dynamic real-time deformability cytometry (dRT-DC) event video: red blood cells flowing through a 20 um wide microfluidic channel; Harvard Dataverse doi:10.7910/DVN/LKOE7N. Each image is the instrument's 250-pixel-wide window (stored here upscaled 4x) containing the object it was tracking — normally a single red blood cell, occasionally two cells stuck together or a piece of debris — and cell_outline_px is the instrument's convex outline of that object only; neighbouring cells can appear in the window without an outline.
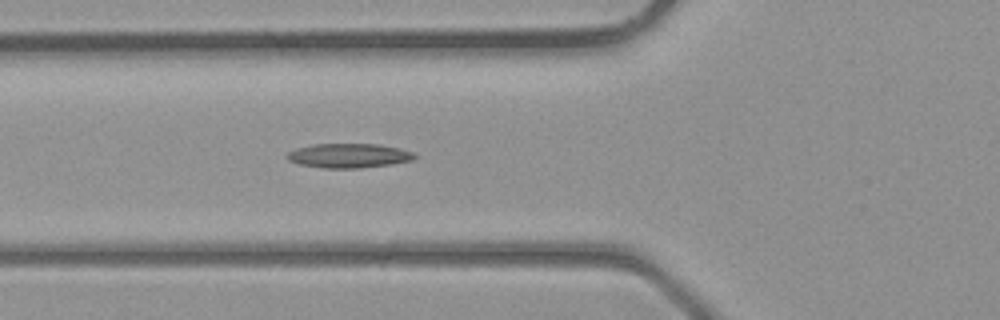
{"species": "common noctule bat (a hibernating species)", "species_latin": "Nyctalus noctula", "temperature_condition": "room temperature", "stored_images_in_passage": 21, "camera_frame_rate_fps": 3000, "um_per_image_px": 0.085, "animal": {"sex": "male", "body_mass_g": 23.1, "forearm_length_mm": 52.7}, "frame": {"image": 1, "passage_image": 5, "time_ms": 1.333, "image_size_px": [1000, 320], "cell_outline_px": [[416, 156], [412, 160], [392, 164], [360, 168], [324, 168], [300, 164], [288, 160], [284, 156], [288, 152], [296, 148], [312, 144], [380, 144], [400, 148], [412, 152]], "centroid_in_image_um": [29.62, 13.22], "position_along_channel_um": 96.2, "area_um2": 18.15}}
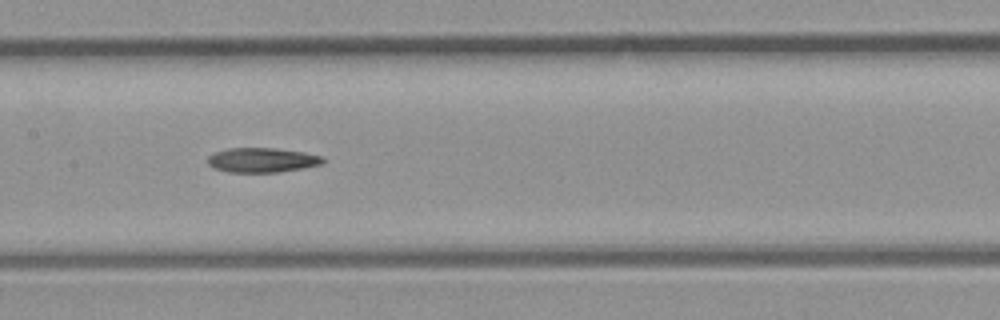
{"frame": {"image": 2, "passage_image": 10, "time_ms": 3.0, "image_size_px": [1000, 320], "cell_outline_px": [[328, 160], [324, 164], [304, 168], [276, 172], [228, 172], [216, 168], [208, 164], [208, 156], [216, 152], [228, 148], [276, 148], [304, 152], [324, 156]], "centroid_in_image_um": [22.37, 13.6], "position_along_channel_um": 185.0, "area_um2": 16.65}}
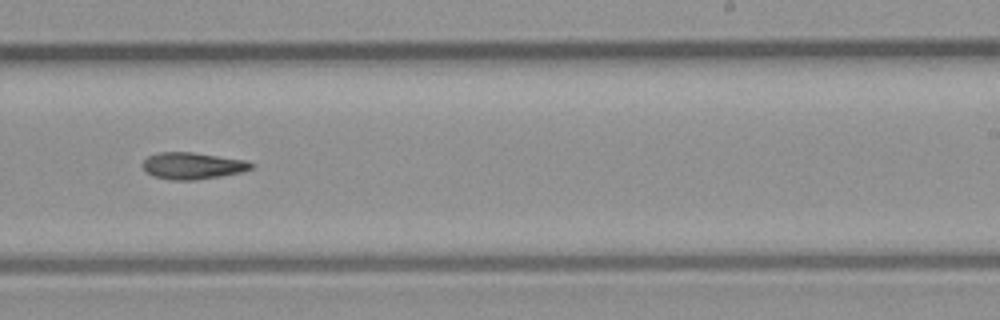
{"frame": {"image": 3, "passage_image": 15, "time_ms": 4.667, "image_size_px": [1000, 320], "cell_outline_px": [[256, 164], [252, 168], [240, 172], [220, 176], [192, 180], [168, 180], [152, 176], [144, 172], [144, 160], [148, 156], [160, 152], [192, 152], [244, 160]], "centroid_in_image_um": [16.34, 14.1], "position_along_channel_um": 272.7, "area_um2": 16.82}}